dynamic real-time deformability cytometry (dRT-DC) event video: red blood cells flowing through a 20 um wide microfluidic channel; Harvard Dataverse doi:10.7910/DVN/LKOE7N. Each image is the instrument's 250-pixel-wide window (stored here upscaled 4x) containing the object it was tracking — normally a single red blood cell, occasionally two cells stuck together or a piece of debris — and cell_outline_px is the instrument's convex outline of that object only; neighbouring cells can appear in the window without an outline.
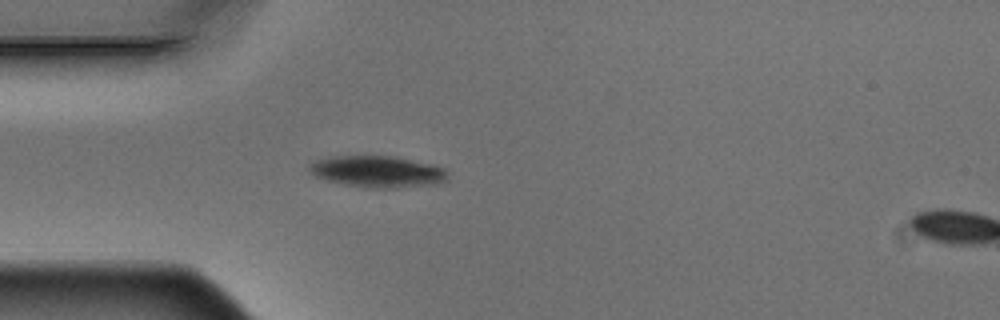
{"species": "Egyptian fruit bat (a non-hibernating species)", "species_latin": "Rousettus aegyptiacus", "temperature_condition": "warm", "stored_images_in_passage": 5, "segment_of_instrument_passage": [1, 2], "camera_frame_rate_fps": 3000, "um_per_image_px": 0.085, "animal": {"sex": "male"}, "frame": {"image": 1, "passage_image": 4, "time_ms": 1.0, "image_size_px": [1000, 320], "cell_outline_px": [[448, 180], [436, 184], [396, 188], [364, 188], [344, 184], [328, 180], [316, 176], [308, 168], [308, 164], [316, 160], [336, 156], [392, 156], [432, 164], [444, 168], [448, 172]], "centroid_in_image_um": [32.13, 14.59], "position_along_channel_um": 52.9, "area_um2": 25.43}}